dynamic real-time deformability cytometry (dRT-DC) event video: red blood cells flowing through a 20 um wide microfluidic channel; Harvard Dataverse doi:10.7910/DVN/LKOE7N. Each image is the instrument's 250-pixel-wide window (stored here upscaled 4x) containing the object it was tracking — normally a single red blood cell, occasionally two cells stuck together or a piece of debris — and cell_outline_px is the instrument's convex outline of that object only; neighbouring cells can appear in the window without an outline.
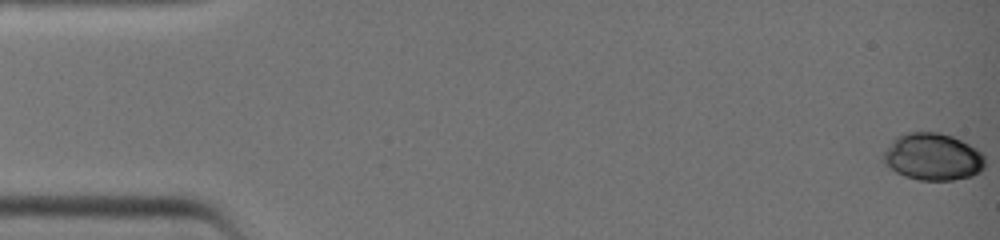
{"species": "common noctule bat (a hibernating species)", "species_latin": "Nyctalus noctula", "temperature_condition": "warm", "stored_images_in_passage": 40, "camera_frame_rate_fps": 3000, "um_per_image_px": 0.085, "animal": {"sex": "female", "body_mass_g": 19.0, "forearm_length_mm": 51.5}, "frame": {"image": 1, "passage_image": 1, "time_ms": 0.0, "image_size_px": [1000, 240], "cell_outline_px": [[984, 168], [980, 172], [972, 176], [952, 180], [920, 180], [904, 176], [896, 172], [884, 164], [880, 156], [892, 140], [904, 132], [940, 132], [952, 136], [984, 152]], "centroid_in_image_um": [79.27, 13.33], "position_along_channel_um": 5.7, "area_um2": 28.26}}
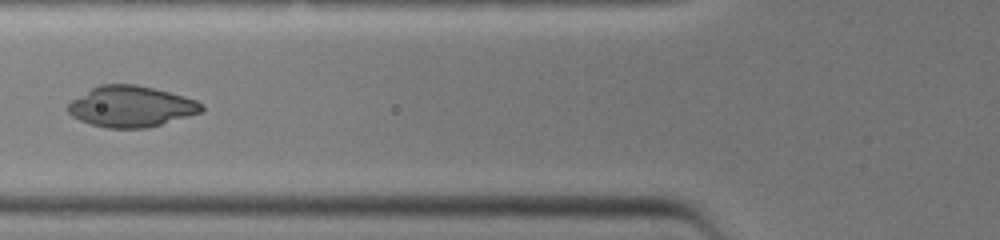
{"frame": {"image": 2, "passage_image": 17, "time_ms": 5.333, "image_size_px": [1000, 240], "cell_outline_px": [[204, 108], [200, 112], [160, 124], [144, 128], [108, 128], [92, 124], [80, 120], [72, 116], [68, 112], [68, 104], [72, 100], [92, 88], [100, 84], [136, 84], [184, 96], [196, 100], [204, 104]], "centroid_in_image_um": [11.13, 9.04], "position_along_channel_um": 114.7, "area_um2": 31.44}}
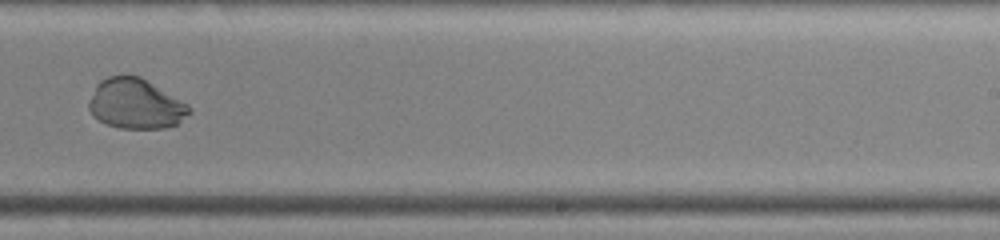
{"frame": {"image": 3, "passage_image": 27, "time_ms": 8.667, "image_size_px": [1000, 240], "cell_outline_px": [[192, 112], [176, 124], [164, 128], [120, 128], [108, 124], [92, 116], [88, 108], [88, 100], [96, 84], [100, 80], [108, 76], [140, 76], [188, 104], [192, 108]], "centroid_in_image_um": [11.51, 8.82], "position_along_channel_um": 277.5, "area_um2": 29.25}}